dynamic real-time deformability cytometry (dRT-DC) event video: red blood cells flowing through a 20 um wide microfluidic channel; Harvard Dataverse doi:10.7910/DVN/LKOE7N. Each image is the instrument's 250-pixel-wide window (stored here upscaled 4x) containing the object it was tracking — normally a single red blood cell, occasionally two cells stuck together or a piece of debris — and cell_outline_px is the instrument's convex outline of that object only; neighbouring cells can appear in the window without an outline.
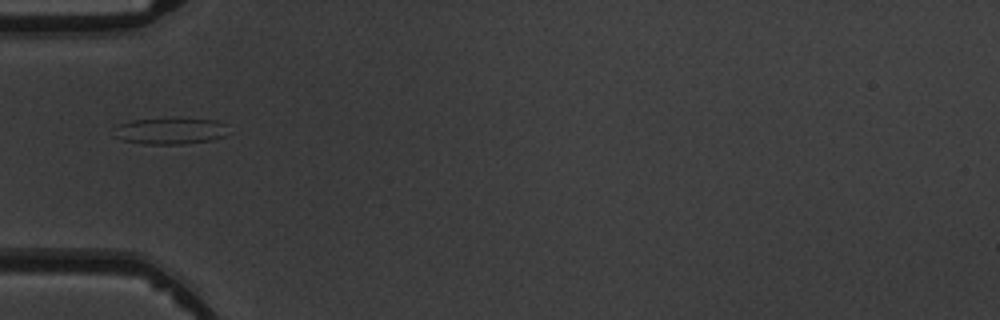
{"species": "common noctule bat (a hibernating species)", "species_latin": "Nyctalus noctula", "temperature_condition": "warm", "stored_images_in_passage": 1, "camera_frame_rate_fps": 3000, "um_per_image_px": 0.085, "animal": {"sex": "male", "body_mass_g": 19.5, "forearm_length_mm": 54.6}, "frame": {"image": 1, "passage_image": 1, "time_ms": 0.0, "image_size_px": [1000, 320], "cell_outline_px": [[228, 136], [212, 140], [184, 144], [144, 144], [124, 140], [116, 136], [112, 128], [120, 124], [132, 120], [176, 116], [180, 116], [220, 120], [228, 124]], "centroid_in_image_um": [14.58, 11.08], "position_along_channel_um": 70.4, "area_um2": 18.73}}